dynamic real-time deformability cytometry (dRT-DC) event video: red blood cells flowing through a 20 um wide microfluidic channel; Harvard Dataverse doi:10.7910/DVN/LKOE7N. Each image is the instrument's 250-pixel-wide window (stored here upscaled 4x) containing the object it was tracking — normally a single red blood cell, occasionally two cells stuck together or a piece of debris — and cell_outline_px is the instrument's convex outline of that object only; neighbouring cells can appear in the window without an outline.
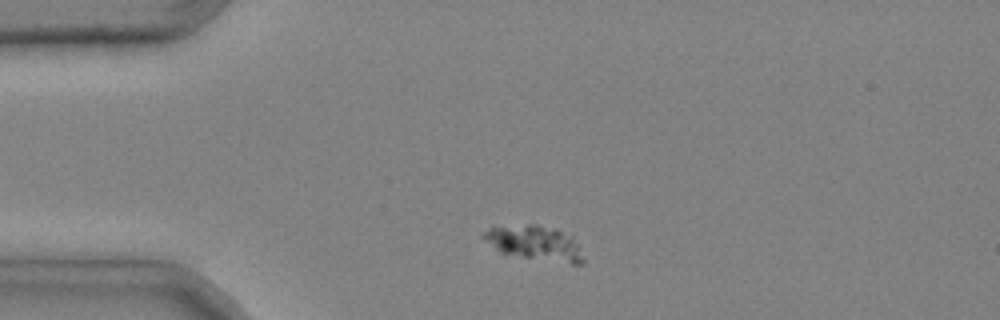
{"species": "common noctule bat (a hibernating species)", "species_latin": "Nyctalus noctula", "temperature_condition": "cold", "stored_images_in_passage": 3, "camera_frame_rate_fps": 3000, "um_per_image_px": 0.085, "animal": {"sex": "male", "body_mass_g": 20.4}, "frame": {"image": 1, "passage_image": 2, "time_ms": 0.333, "image_size_px": [1000, 320], "cell_outline_px": [[584, 264], [572, 264], [500, 252], [480, 236], [488, 228], [528, 224], [536, 224], [556, 228], [572, 236], [584, 260]], "centroid_in_image_um": [45.46, 20.63], "position_along_channel_um": 39.5, "area_um2": 19.71}}